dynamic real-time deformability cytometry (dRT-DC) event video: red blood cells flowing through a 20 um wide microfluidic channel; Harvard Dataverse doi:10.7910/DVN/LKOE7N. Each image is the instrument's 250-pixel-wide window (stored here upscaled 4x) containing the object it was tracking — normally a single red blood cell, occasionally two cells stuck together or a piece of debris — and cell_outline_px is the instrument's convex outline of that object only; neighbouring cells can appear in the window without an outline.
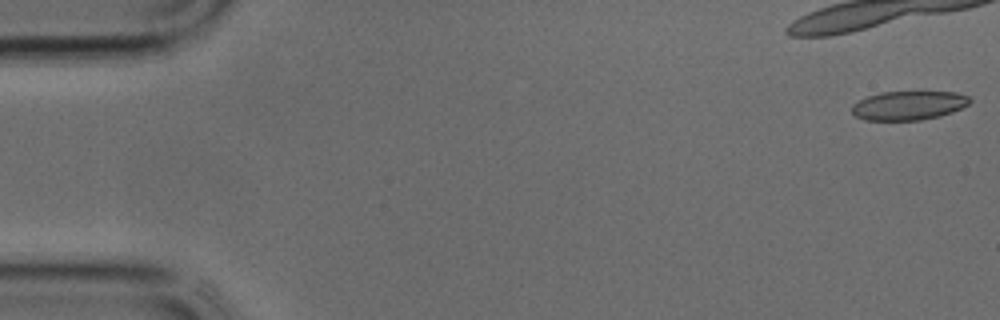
{"species": "common noctule bat (a hibernating species)", "species_latin": "Nyctalus noctula", "temperature_condition": "cold", "stored_images_in_passage": 30, "camera_frame_rate_fps": 3000, "um_per_image_px": 0.085, "animal": {"sex": "male", "body_mass_g": 17.9, "forearm_length_mm": 54.2}, "frame": {"image": 1, "passage_image": 1, "time_ms": 0.0, "image_size_px": [1000, 320], "cell_outline_px": [[972, 100], [968, 104], [952, 112], [940, 116], [920, 120], [864, 120], [856, 116], [852, 112], [852, 104], [868, 96], [884, 92], [956, 92], [968, 96]], "centroid_in_image_um": [77.23, 8.97], "position_along_channel_um": 7.8, "area_um2": 19.77}}